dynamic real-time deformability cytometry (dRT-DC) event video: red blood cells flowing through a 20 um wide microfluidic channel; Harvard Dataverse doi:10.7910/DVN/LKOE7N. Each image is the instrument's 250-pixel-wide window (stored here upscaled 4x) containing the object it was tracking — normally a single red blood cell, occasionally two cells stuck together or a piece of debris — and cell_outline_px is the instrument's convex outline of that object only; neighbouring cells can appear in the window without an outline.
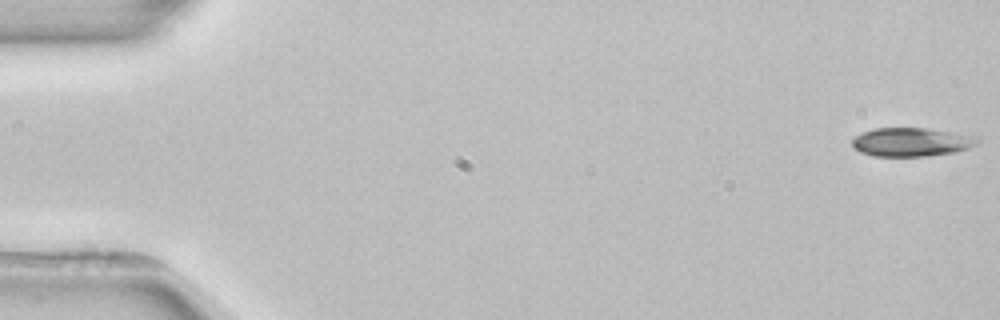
{"species": "common noctule bat (a hibernating species)", "species_latin": "Nyctalus noctula", "temperature_condition": "room temperature", "stored_images_in_passage": 4, "camera_frame_rate_fps": 3000, "um_per_image_px": 0.085, "animal": {"sex": "female", "body_mass_g": 22.7, "forearm_length_mm": 54.2}, "frame": {"image": 1, "passage_image": 1, "time_ms": 0.0, "image_size_px": [1000, 320], "cell_outline_px": [[980, 140], [976, 144], [968, 148], [952, 152], [924, 156], [872, 156], [860, 152], [852, 148], [852, 140], [856, 136], [872, 128], [928, 128], [980, 136]], "centroid_in_image_um": [77.47, 12.06], "position_along_channel_um": 7.5, "area_um2": 21.04}}
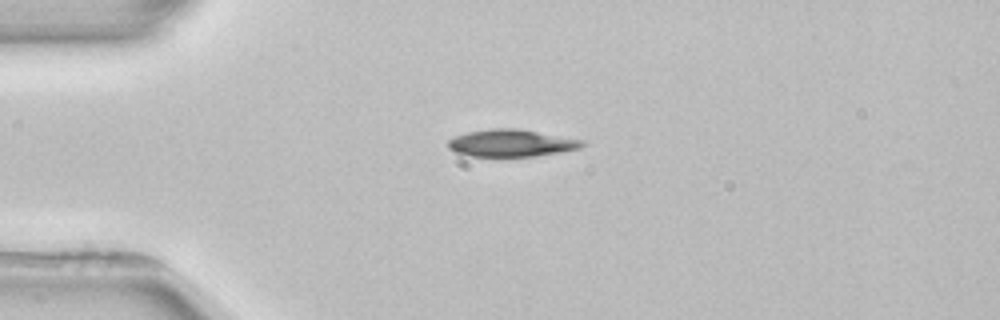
{"frame": {"image": 2, "passage_image": 4, "time_ms": 4.0, "image_size_px": [1000, 320], "cell_outline_px": [[584, 144], [580, 148], [560, 152], [536, 156], [464, 156], [448, 148], [448, 140], [452, 136], [468, 132], [488, 128], [516, 128], [584, 140]], "centroid_in_image_um": [43.41, 12.16], "position_along_channel_um": 41.6, "area_um2": 21.33}}